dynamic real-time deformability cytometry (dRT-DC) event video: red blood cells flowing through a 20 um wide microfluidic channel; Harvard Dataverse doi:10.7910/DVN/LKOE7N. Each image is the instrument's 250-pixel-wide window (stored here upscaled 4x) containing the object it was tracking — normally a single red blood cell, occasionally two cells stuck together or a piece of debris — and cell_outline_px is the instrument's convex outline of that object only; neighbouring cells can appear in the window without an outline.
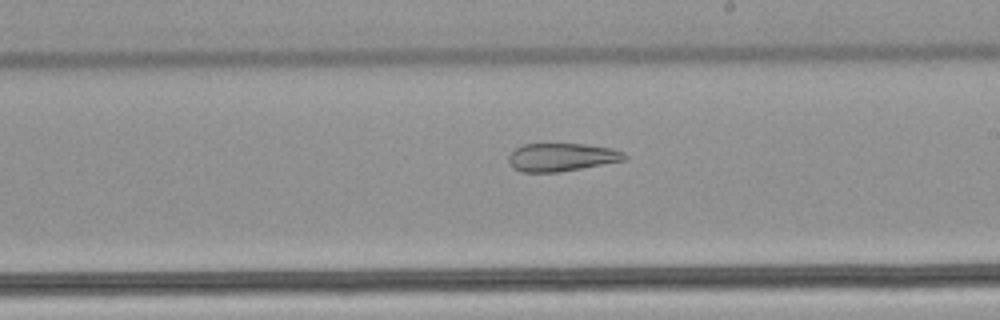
{"species": "common noctule bat (a hibernating species)", "species_latin": "Nyctalus noctula", "temperature_condition": "warm", "stored_images_in_passage": 33, "camera_frame_rate_fps": 3000, "um_per_image_px": 0.085, "animal": {"sex": "male", "body_mass_g": 21.5, "forearm_length_mm": 52.0}, "frame": {"image": 1, "passage_image": 15, "time_ms": 4.667, "image_size_px": [1000, 320], "cell_outline_px": [[628, 156], [624, 160], [560, 172], [524, 172], [512, 168], [508, 160], [508, 156], [516, 148], [524, 144], [588, 144], [612, 148], [624, 152]], "centroid_in_image_um": [47.74, 13.36], "position_along_channel_um": 241.3, "area_um2": 18.96}}
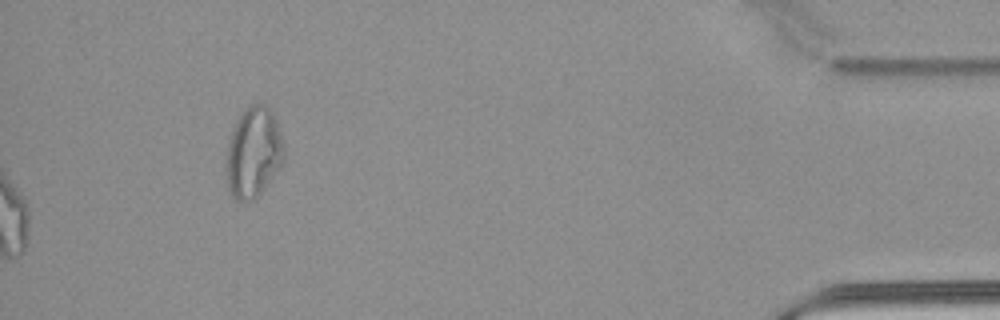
{"frame": {"image": 2, "passage_image": 33, "time_ms": 10.667, "image_size_px": [1000, 320], "cell_outline_px": [[284, 160], [260, 192], [252, 200], [244, 204], [236, 200], [232, 196], [228, 188], [228, 144], [236, 120], [244, 108], [252, 104], [264, 104], [272, 112], [276, 120], [280, 132], [284, 148]], "centroid_in_image_um": [21.55, 12.94], "position_along_channel_um": 413.6, "area_um2": 29.82}, "authors_computed_cell_mechanics": {"area_um2": 22.0218, "velocity_mm_per_s": 3.902, "shape_relaxation_time_tau1_ms": null, "shape_relaxation_time_tau2_ms": 4.8238, "deformation_change_tau1": null, "deformation_change_tau2": 0.1503}}